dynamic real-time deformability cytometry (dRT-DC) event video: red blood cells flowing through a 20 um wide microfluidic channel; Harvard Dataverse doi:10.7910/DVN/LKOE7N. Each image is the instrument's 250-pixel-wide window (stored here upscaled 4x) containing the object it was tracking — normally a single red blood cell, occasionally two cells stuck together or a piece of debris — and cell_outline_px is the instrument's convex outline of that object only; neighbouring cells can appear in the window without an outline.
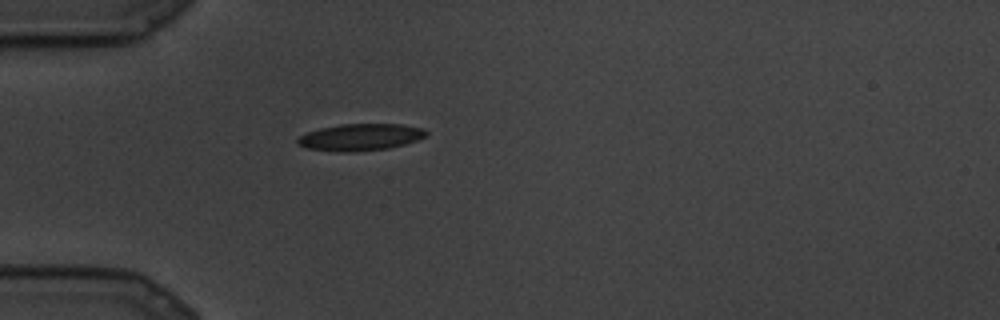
{"species": "common noctule bat (a hibernating species)", "species_latin": "Nyctalus noctula", "temperature_condition": "cold", "stored_images_in_passage": 61, "camera_frame_rate_fps": 3000, "um_per_image_px": 0.085, "animal": {"sex": "male", "body_mass_g": 19.5, "forearm_length_mm": 54.6}, "frame": {"image": 1, "passage_image": 1, "time_ms": 0.0, "image_size_px": [1000, 320], "cell_outline_px": [[428, 136], [404, 144], [388, 148], [352, 152], [336, 152], [304, 148], [296, 144], [296, 140], [300, 136], [308, 132], [320, 128], [340, 124], [400, 124], [424, 128], [428, 132]], "centroid_in_image_um": [30.61, 11.66], "position_along_channel_um": 54.4, "area_um2": 20.29}}
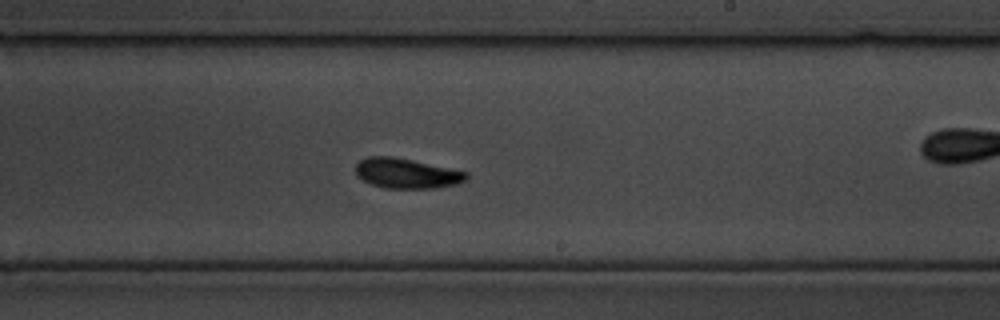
{"frame": {"image": 2, "passage_image": 23, "time_ms": 7.333, "image_size_px": [1000, 320], "cell_outline_px": [[468, 180], [456, 184], [436, 188], [384, 188], [372, 184], [356, 176], [356, 164], [360, 160], [368, 156], [392, 156], [412, 160], [468, 172]], "centroid_in_image_um": [34.56, 14.73], "position_along_channel_um": 254.4, "area_um2": 19.36}}
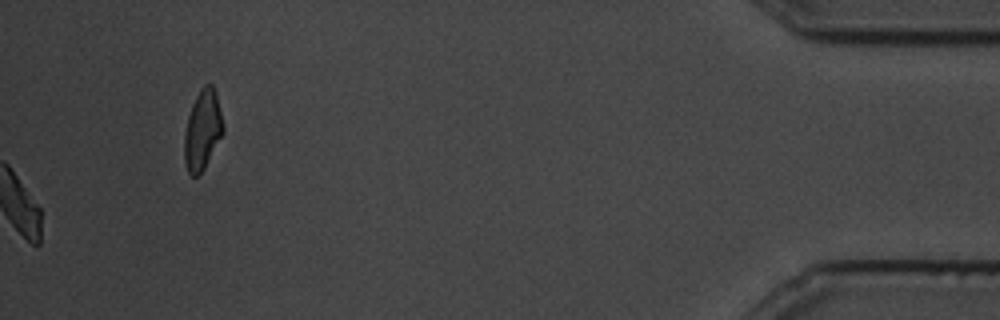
{"frame": {"image": 3, "passage_image": 61, "time_ms": 20.0, "image_size_px": [1000, 320], "cell_outline_px": [[224, 132], [204, 168], [196, 176], [192, 176], [188, 172], [184, 164], [184, 132], [188, 116], [192, 104], [200, 88], [204, 84], [212, 84], [216, 92], [224, 128]], "centroid_in_image_um": [17.2, 11.04], "position_along_channel_um": 418.0, "area_um2": 18.03}}